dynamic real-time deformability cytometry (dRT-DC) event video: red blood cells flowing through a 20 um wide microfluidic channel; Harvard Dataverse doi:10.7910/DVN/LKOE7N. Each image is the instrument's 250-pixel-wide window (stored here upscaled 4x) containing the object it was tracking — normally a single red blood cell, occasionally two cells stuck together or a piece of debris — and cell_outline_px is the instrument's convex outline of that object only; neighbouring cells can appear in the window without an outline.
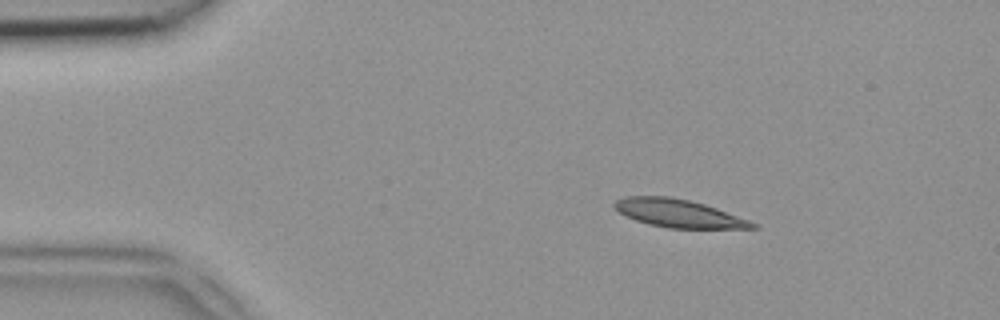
{"species": "common noctule bat (a hibernating species)", "species_latin": "Nyctalus noctula", "temperature_condition": "room temperature", "stored_images_in_passage": 45, "camera_frame_rate_fps": 3000, "um_per_image_px": 0.085, "animal": {"sex": "female", "body_mass_g": 18.4}, "frame": {"image": 1, "passage_image": 5, "time_ms": 1.333, "image_size_px": [1000, 320], "cell_outline_px": [[760, 228], [668, 228], [648, 224], [624, 216], [612, 204], [616, 200], [628, 196], [668, 196], [688, 200], [704, 204], [716, 208], [748, 220], [756, 224]], "centroid_in_image_um": [57.64, 18.13], "position_along_channel_um": 27.4, "area_um2": 22.25}}
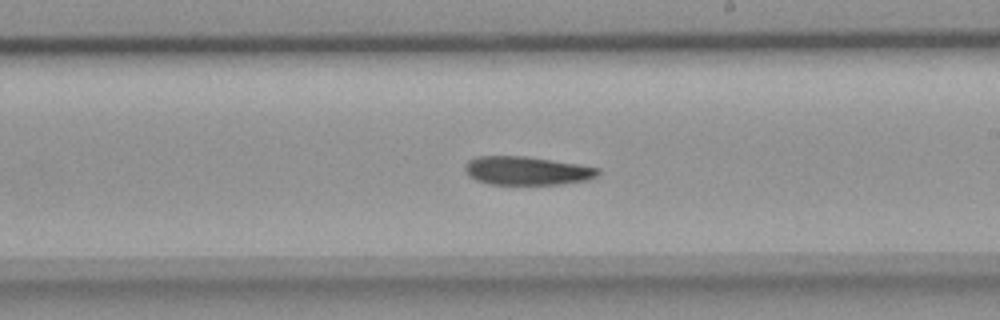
{"frame": {"image": 2, "passage_image": 25, "time_ms": 8.0, "image_size_px": [1000, 320], "cell_outline_px": [[600, 172], [596, 176], [588, 180], [560, 184], [488, 184], [476, 180], [468, 176], [464, 168], [464, 164], [468, 160], [476, 156], [524, 156], [580, 164], [600, 168]], "centroid_in_image_um": [44.76, 14.51], "position_along_channel_um": 244.2, "area_um2": 22.25}}
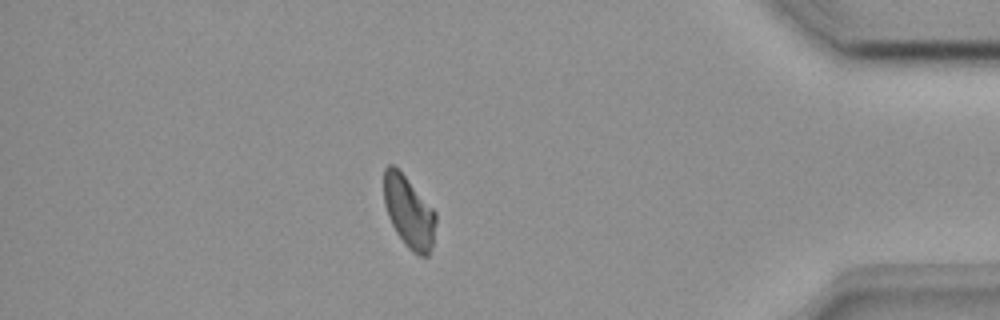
{"frame": {"image": 3, "passage_image": 39, "time_ms": 12.667, "image_size_px": [1000, 320], "cell_outline_px": [[436, 220], [432, 244], [428, 256], [420, 256], [412, 252], [408, 248], [396, 232], [388, 216], [384, 204], [384, 168], [388, 164], [392, 164], [404, 176], [436, 212]], "centroid_in_image_um": [34.74, 18.04], "position_along_channel_um": 400.5, "area_um2": 21.33}}